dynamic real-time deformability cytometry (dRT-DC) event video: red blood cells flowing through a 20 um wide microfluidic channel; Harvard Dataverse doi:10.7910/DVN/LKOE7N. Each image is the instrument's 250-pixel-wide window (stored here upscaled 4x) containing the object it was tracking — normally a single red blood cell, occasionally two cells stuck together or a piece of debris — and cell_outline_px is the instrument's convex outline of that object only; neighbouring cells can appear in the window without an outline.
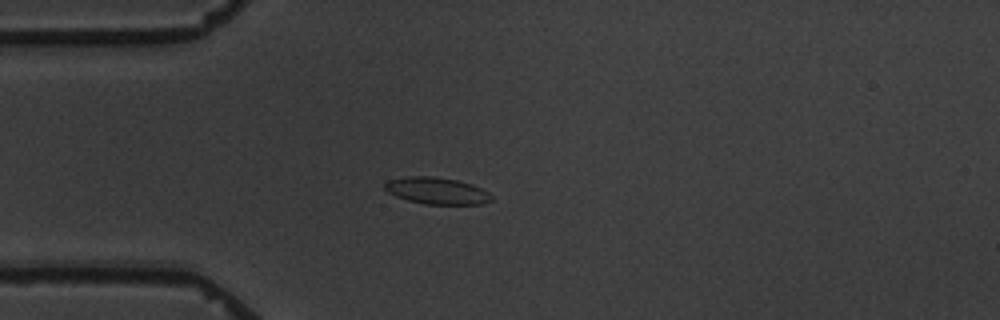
{"species": "common noctule bat (a hibernating species)", "species_latin": "Nyctalus noctula", "temperature_condition": "warm", "stored_images_in_passage": 3, "camera_frame_rate_fps": 3000, "um_per_image_px": 0.085, "animal": {"sex": "male", "body_mass_g": 19.5, "forearm_length_mm": 54.6}, "frame": {"image": 1, "passage_image": 3, "time_ms": 3.333, "image_size_px": [1000, 320], "cell_outline_px": [[492, 200], [480, 204], [424, 204], [408, 200], [396, 196], [388, 192], [384, 188], [384, 184], [388, 180], [408, 176], [432, 176], [456, 180], [472, 184], [488, 192], [492, 196]], "centroid_in_image_um": [37.11, 16.21], "position_along_channel_um": 47.9, "area_um2": 16.53}}